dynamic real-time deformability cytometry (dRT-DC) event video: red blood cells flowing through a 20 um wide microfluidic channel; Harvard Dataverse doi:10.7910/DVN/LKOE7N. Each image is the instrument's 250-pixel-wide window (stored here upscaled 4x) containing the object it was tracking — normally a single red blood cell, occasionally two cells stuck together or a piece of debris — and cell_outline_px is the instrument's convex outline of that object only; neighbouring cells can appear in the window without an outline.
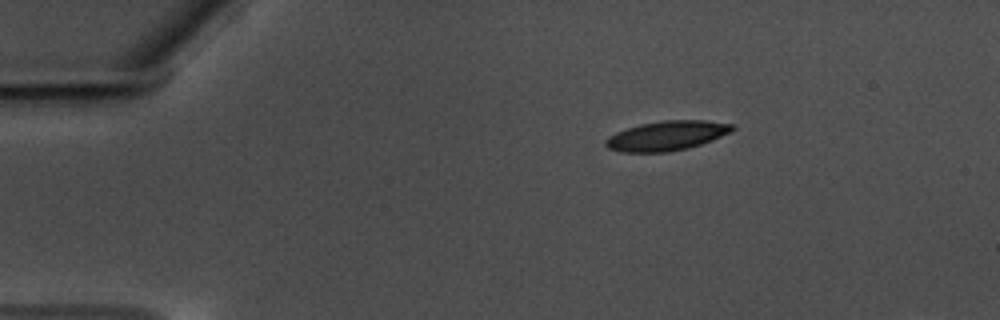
{"species": "common noctule bat (a hibernating species)", "species_latin": "Nyctalus noctula", "temperature_condition": "warm", "stored_images_in_passage": 47, "camera_frame_rate_fps": 3000, "um_per_image_px": 0.085, "animal": {"sex": "male", "body_mass_g": 17.5, "forearm_length_mm": 52.3}, "frame": {"image": 1, "passage_image": 1, "time_ms": 0.0, "image_size_px": [1000, 320], "cell_outline_px": [[736, 128], [732, 132], [712, 140], [688, 148], [668, 152], [620, 152], [608, 148], [604, 144], [604, 140], [608, 136], [616, 132], [640, 124], [664, 120], [704, 120], [732, 124]], "centroid_in_image_um": [56.67, 11.54], "position_along_channel_um": 28.3, "area_um2": 21.91}}
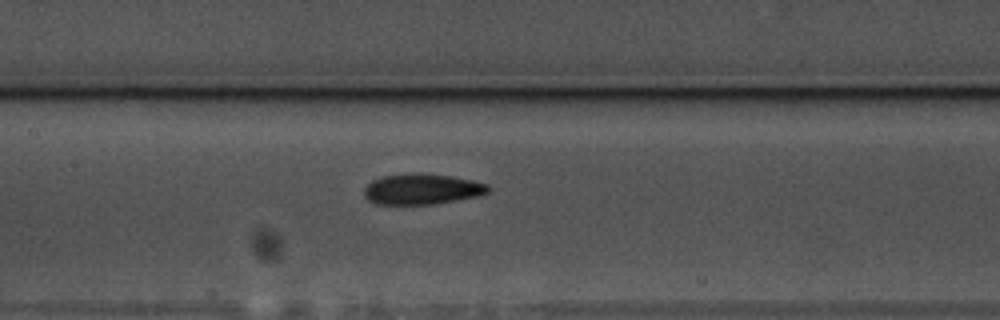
{"frame": {"image": 2, "passage_image": 19, "time_ms": 6.0, "image_size_px": [1000, 320], "cell_outline_px": [[492, 188], [488, 192], [476, 196], [432, 204], [376, 204], [368, 200], [364, 196], [364, 188], [372, 180], [384, 176], [408, 172], [420, 172], [452, 176], [472, 180], [488, 184]], "centroid_in_image_um": [35.85, 16.05], "position_along_channel_um": 171.5, "area_um2": 22.31}}
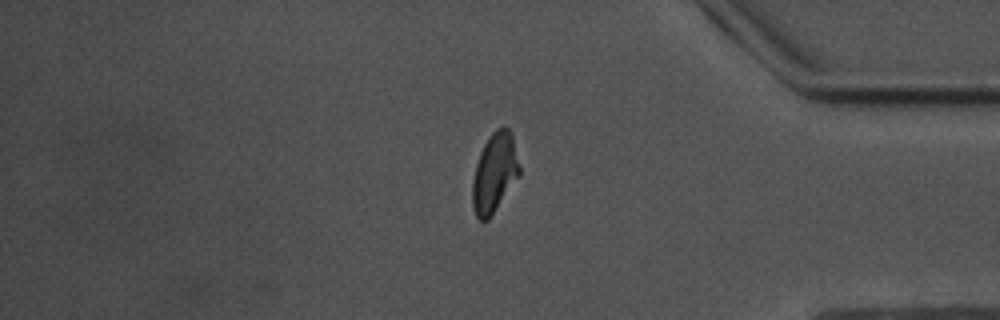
{"frame": {"image": 3, "passage_image": 40, "time_ms": 13.0, "image_size_px": [1000, 320], "cell_outline_px": [[520, 176], [488, 220], [480, 220], [476, 216], [472, 204], [472, 180], [476, 164], [480, 152], [488, 136], [496, 128], [504, 124], [508, 128], [512, 136], [520, 168]], "centroid_in_image_um": [42.03, 14.67], "position_along_channel_um": 393.2, "area_um2": 21.85}}